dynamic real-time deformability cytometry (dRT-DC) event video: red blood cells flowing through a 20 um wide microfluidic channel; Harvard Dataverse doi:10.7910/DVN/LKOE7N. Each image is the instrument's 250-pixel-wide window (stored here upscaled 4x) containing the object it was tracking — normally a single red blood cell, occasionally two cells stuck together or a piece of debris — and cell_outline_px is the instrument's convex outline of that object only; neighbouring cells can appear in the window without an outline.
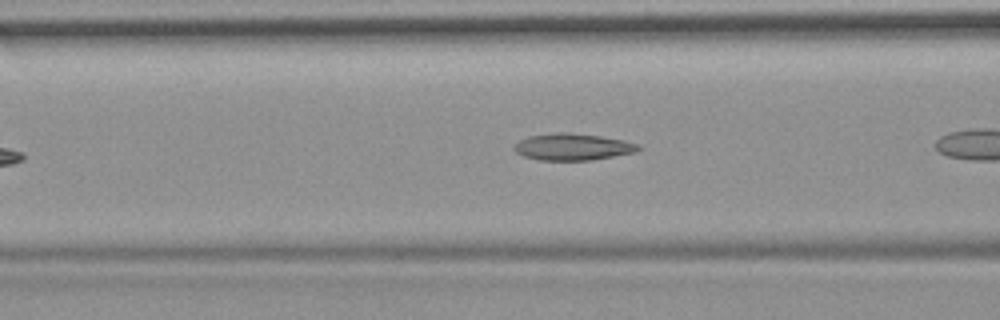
{"species": "common noctule bat (a hibernating species)", "species_latin": "Nyctalus noctula", "temperature_condition": "room temperature", "stored_images_in_passage": 12, "camera_frame_rate_fps": 3000, "um_per_image_px": 0.085, "animal": {"sex": "female", "body_mass_g": 19.9}, "frame": {"image": 1, "passage_image": 6, "time_ms": 1.667, "image_size_px": [1000, 320], "cell_outline_px": [[644, 148], [636, 152], [592, 160], [540, 160], [524, 156], [516, 152], [512, 148], [520, 140], [528, 136], [556, 132], [568, 132], [600, 136], [624, 140], [636, 144]], "centroid_in_image_um": [48.69, 12.48], "position_along_channel_um": 117.9, "area_um2": 19.36}}
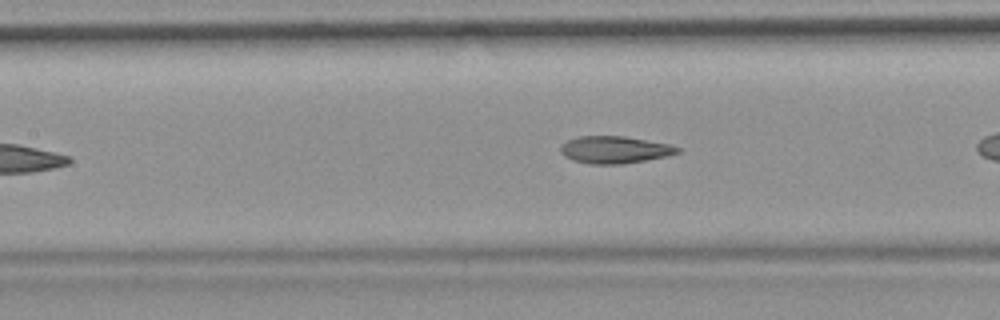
{"frame": {"image": 2, "passage_image": 9, "time_ms": 2.667, "image_size_px": [1000, 320], "cell_outline_px": [[680, 152], [664, 156], [624, 164], [592, 164], [572, 160], [564, 156], [560, 152], [560, 144], [568, 140], [580, 136], [624, 136], [672, 144], [680, 148]], "centroid_in_image_um": [52.22, 12.72], "position_along_channel_um": 155.2, "area_um2": 18.55}}